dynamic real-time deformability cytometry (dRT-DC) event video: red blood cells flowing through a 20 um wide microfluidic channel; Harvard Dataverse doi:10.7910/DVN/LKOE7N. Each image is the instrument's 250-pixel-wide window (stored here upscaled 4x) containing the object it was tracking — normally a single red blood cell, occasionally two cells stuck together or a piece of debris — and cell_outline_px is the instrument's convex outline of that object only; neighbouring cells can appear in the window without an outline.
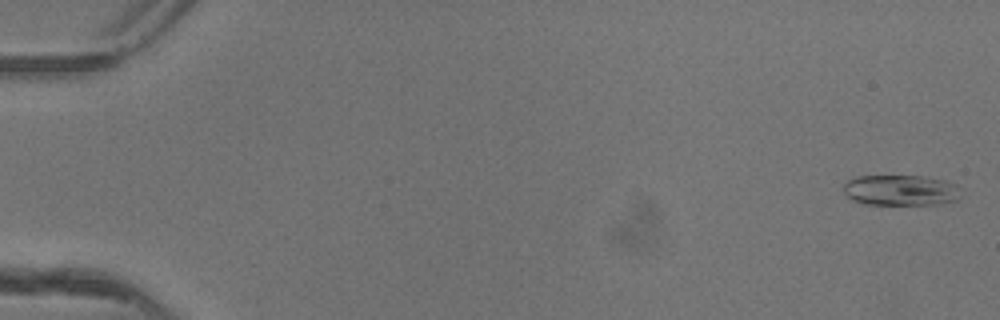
{"species": "common noctule bat (a hibernating species)", "species_latin": "Nyctalus noctula", "temperature_condition": "warm", "stored_images_in_passage": 50, "camera_frame_rate_fps": 3000, "um_per_image_px": 0.085, "animal": {"sex": "female"}, "frame": {"image": 1, "passage_image": 1, "time_ms": 0.0, "image_size_px": [1000, 320], "cell_outline_px": [[960, 196], [956, 200], [936, 204], [864, 204], [852, 200], [844, 192], [844, 184], [848, 180], [860, 176], [920, 176], [944, 180], [956, 184]], "centroid_in_image_um": [76.54, 16.17], "position_along_channel_um": 8.5, "area_um2": 20.75}}
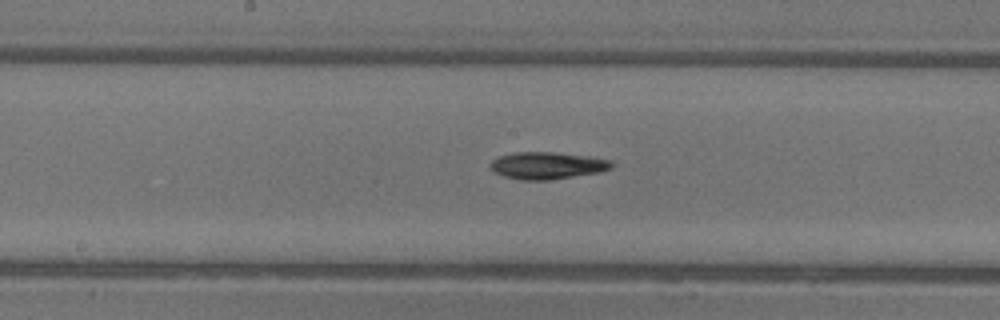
{"frame": {"image": 2, "passage_image": 27, "time_ms": 8.667, "image_size_px": [1000, 320], "cell_outline_px": [[616, 164], [612, 168], [600, 172], [548, 180], [520, 180], [504, 176], [492, 172], [488, 168], [488, 164], [492, 160], [500, 156], [512, 152], [552, 152], [588, 156], [612, 160]], "centroid_in_image_um": [46.49, 14.07], "position_along_channel_um": 201.7, "area_um2": 19.42}}
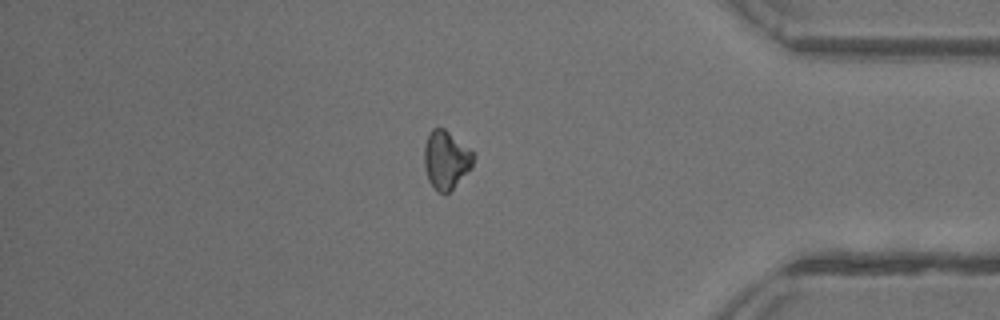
{"frame": {"image": 3, "passage_image": 43, "time_ms": 14.0, "image_size_px": [1000, 320], "cell_outline_px": [[476, 156], [472, 168], [448, 192], [440, 192], [428, 180], [424, 164], [424, 148], [428, 136], [432, 128], [444, 128], [468, 148]], "centroid_in_image_um": [37.92, 13.57], "position_along_channel_um": 397.3, "area_um2": 16.36}, "authors_computed_cell_mechanics": {"area_um2": 18.6694, "velocity_mm_per_s": 4.1797, "shape_relaxation_time_tau1_ms": 4.0532, "shape_relaxation_time_tau2_ms": null, "deformation_change_tau1": 0.1217, "deformation_change_tau2": null}}